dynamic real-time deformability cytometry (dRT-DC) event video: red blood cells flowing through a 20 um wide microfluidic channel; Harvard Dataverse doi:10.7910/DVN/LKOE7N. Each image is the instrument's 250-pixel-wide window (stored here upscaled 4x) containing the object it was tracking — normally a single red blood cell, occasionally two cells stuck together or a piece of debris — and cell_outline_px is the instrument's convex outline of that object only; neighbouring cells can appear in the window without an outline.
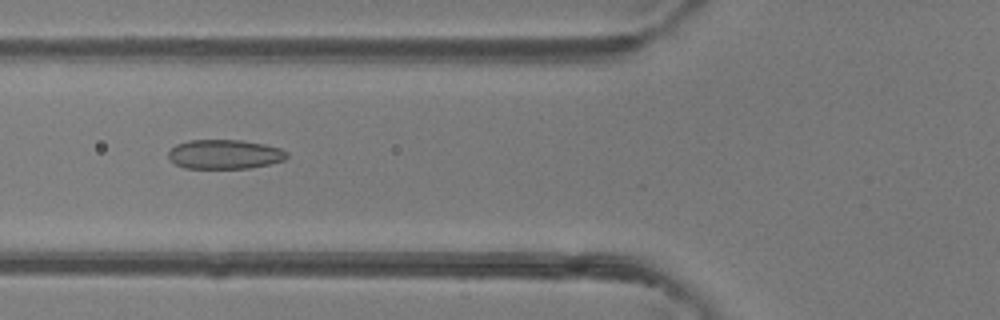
{"species": "common noctule bat (a hibernating species)", "species_latin": "Nyctalus noctula", "temperature_condition": "room temperature", "stored_images_in_passage": 44, "camera_frame_rate_fps": 3000, "um_per_image_px": 0.085, "animal": {"sex": "female"}, "frame": {"image": 1, "passage_image": 15, "time_ms": 4.667, "image_size_px": [1000, 320], "cell_outline_px": [[288, 156], [284, 160], [268, 164], [248, 168], [184, 168], [176, 164], [168, 156], [168, 152], [176, 144], [188, 140], [240, 140], [264, 144], [280, 148], [288, 152]], "centroid_in_image_um": [19.1, 13.11], "position_along_channel_um": 106.7, "area_um2": 20.17}}
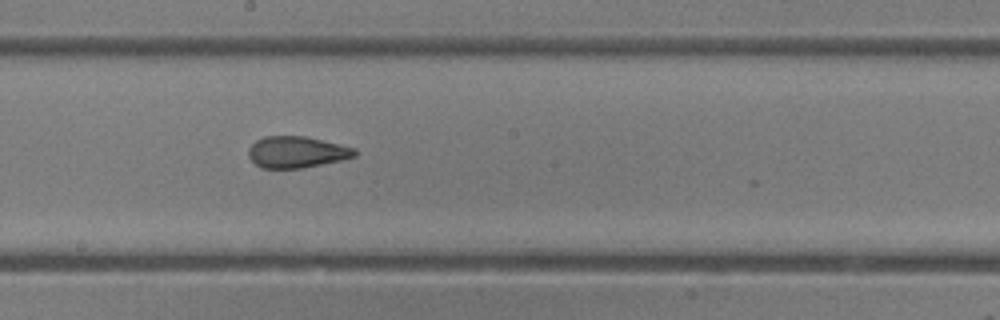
{"frame": {"image": 2, "passage_image": 23, "time_ms": 7.333, "image_size_px": [1000, 320], "cell_outline_px": [[356, 156], [340, 160], [304, 168], [260, 168], [248, 156], [248, 148], [256, 140], [264, 136], [304, 136], [356, 148]], "centroid_in_image_um": [25.19, 12.93], "position_along_channel_um": 223.0, "area_um2": 19.42}}
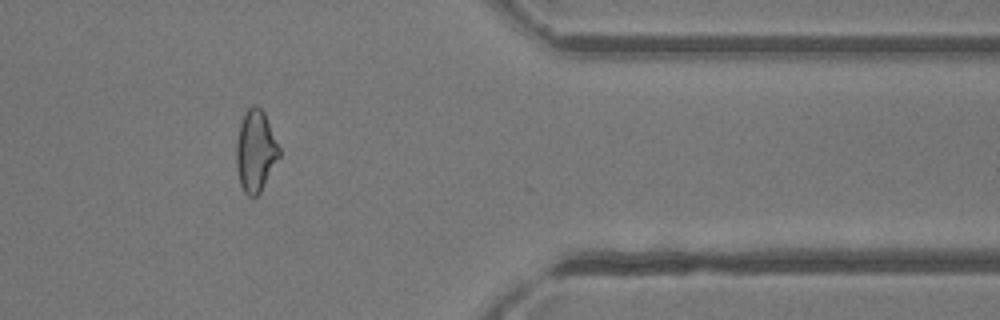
{"frame": {"image": 3, "passage_image": 36, "time_ms": 11.667, "image_size_px": [1000, 320], "cell_outline_px": [[280, 156], [260, 192], [256, 196], [248, 196], [244, 192], [240, 184], [236, 168], [236, 144], [240, 124], [244, 112], [252, 104], [256, 104], [264, 112], [280, 148]], "centroid_in_image_um": [21.71, 12.82], "position_along_channel_um": 389.7, "area_um2": 20.4}, "authors_computed_cell_mechanics": {"area_um2": 20.4901, "velocity_mm_per_s": 4.3454, "shape_relaxation_time_tau1_ms": 7.7156, "shape_relaxation_time_tau2_ms": 1.5403, "deformation_change_tau1": 0.181, "deformation_change_tau2": 0.0933}}